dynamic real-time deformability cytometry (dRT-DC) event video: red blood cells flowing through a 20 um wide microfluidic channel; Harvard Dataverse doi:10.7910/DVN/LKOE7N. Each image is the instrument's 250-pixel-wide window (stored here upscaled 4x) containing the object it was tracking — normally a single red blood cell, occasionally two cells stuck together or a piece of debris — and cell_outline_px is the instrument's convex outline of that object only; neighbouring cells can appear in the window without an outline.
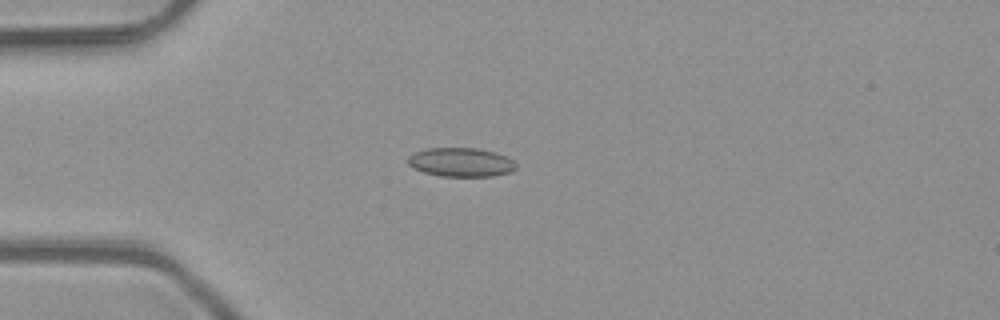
{"species": "common noctule bat (a hibernating species)", "species_latin": "Nyctalus noctula", "temperature_condition": "room temperature", "stored_images_in_passage": 37, "camera_frame_rate_fps": 3000, "um_per_image_px": 0.085, "animal": {"sex": "male", "body_mass_g": 23.1, "forearm_length_mm": 52.7}, "frame": {"image": 1, "passage_image": 4, "time_ms": 1.0, "image_size_px": [1000, 320], "cell_outline_px": [[516, 168], [512, 172], [492, 176], [440, 176], [424, 172], [408, 164], [408, 156], [412, 152], [428, 148], [476, 148], [496, 152], [512, 160], [516, 164]], "centroid_in_image_um": [39.18, 13.78], "position_along_channel_um": 45.8, "area_um2": 18.21}}
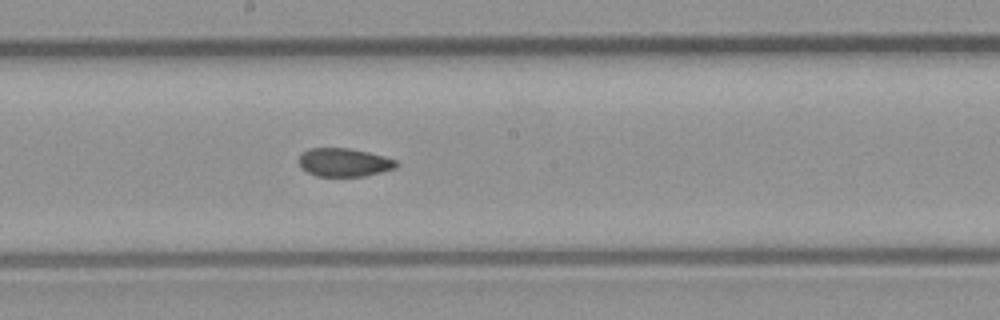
{"frame": {"image": 2, "passage_image": 18, "time_ms": 5.667, "image_size_px": [1000, 320], "cell_outline_px": [[396, 168], [364, 176], [316, 176], [300, 168], [296, 160], [308, 148], [348, 148], [368, 152], [384, 156], [396, 160]], "centroid_in_image_um": [29.19, 13.8], "position_along_channel_um": 219.0, "area_um2": 16.13}}
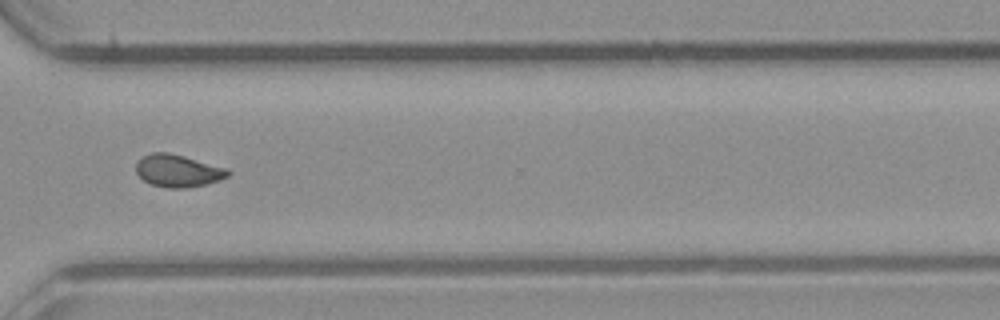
{"frame": {"image": 3, "passage_image": 28, "time_ms": 9.0, "image_size_px": [1000, 320], "cell_outline_px": [[232, 172], [228, 176], [220, 180], [188, 188], [168, 188], [152, 184], [144, 180], [136, 172], [136, 164], [144, 156], [152, 152], [168, 152], [184, 156], [228, 168]], "centroid_in_image_um": [15.16, 14.51], "position_along_channel_um": 355.4, "area_um2": 17.28}, "authors_computed_cell_mechanics": {"area_um2": 16.8198, "velocity_mm_per_s": 4.1054, "shape_relaxation_time_tau1_ms": null, "shape_relaxation_time_tau2_ms": 1.7453, "deformation_change_tau1": null, "deformation_change_tau2": 0.0569}}